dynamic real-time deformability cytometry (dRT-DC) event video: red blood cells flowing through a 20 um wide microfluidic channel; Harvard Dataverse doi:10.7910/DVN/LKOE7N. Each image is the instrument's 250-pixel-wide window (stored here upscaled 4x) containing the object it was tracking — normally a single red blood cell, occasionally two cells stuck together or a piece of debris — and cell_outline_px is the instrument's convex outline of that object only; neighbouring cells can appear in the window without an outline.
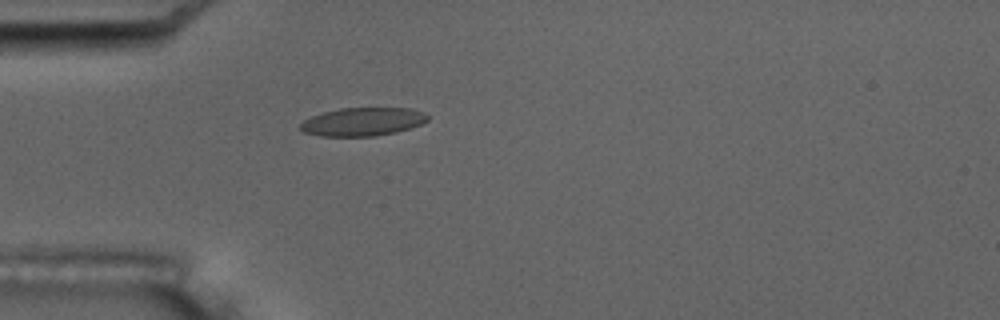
{"species": "common noctule bat (a hibernating species)", "species_latin": "Nyctalus noctula", "temperature_condition": "room temperature", "stored_images_in_passage": 2, "camera_frame_rate_fps": 3000, "um_per_image_px": 0.085, "animal": {"sex": "male", "body_mass_g": 17.5, "forearm_length_mm": 52.3}, "frame": {"image": 1, "passage_image": 2, "time_ms": 1.333, "image_size_px": [1000, 320], "cell_outline_px": [[428, 120], [420, 124], [396, 132], [376, 136], [320, 136], [304, 132], [300, 128], [300, 124], [304, 120], [312, 116], [324, 112], [340, 108], [412, 108], [424, 112], [428, 116]], "centroid_in_image_um": [30.83, 10.34], "position_along_channel_um": 54.2, "area_um2": 20.92}}